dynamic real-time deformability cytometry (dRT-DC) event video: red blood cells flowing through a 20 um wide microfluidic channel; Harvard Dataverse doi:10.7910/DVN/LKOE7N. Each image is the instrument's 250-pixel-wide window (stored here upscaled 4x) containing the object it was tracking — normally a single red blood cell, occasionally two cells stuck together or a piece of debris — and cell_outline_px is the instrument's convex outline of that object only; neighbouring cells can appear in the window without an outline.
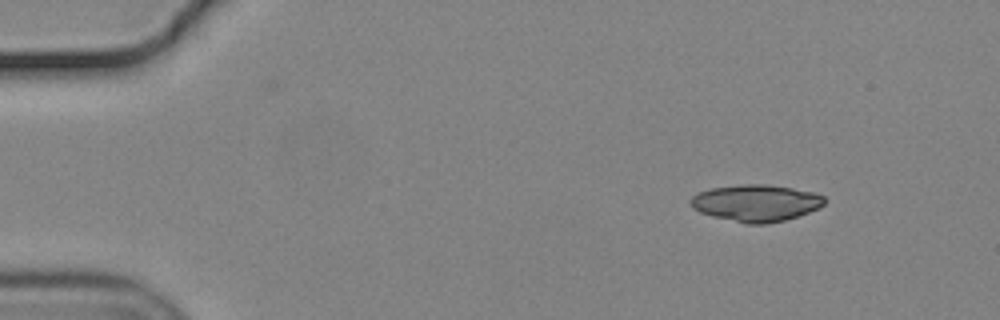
{"species": "common noctule bat (a hibernating species)", "species_latin": "Nyctalus noctula", "temperature_condition": "cold", "stored_images_in_passage": 10, "camera_frame_rate_fps": 3000, "um_per_image_px": 0.085, "animal": {"sex": "male", "body_mass_g": 19.2, "forearm_length_mm": 51.8}, "frame": {"image": 1, "passage_image": 4, "time_ms": 1.0, "image_size_px": [1000, 320], "cell_outline_px": [[824, 204], [820, 208], [784, 220], [768, 224], [744, 224], [712, 216], [700, 212], [692, 208], [688, 200], [692, 196], [700, 192], [712, 188], [740, 184], [768, 184], [792, 188], [812, 192], [824, 196]], "centroid_in_image_um": [64.23, 17.26], "position_along_channel_um": 20.8, "area_um2": 28.78}}